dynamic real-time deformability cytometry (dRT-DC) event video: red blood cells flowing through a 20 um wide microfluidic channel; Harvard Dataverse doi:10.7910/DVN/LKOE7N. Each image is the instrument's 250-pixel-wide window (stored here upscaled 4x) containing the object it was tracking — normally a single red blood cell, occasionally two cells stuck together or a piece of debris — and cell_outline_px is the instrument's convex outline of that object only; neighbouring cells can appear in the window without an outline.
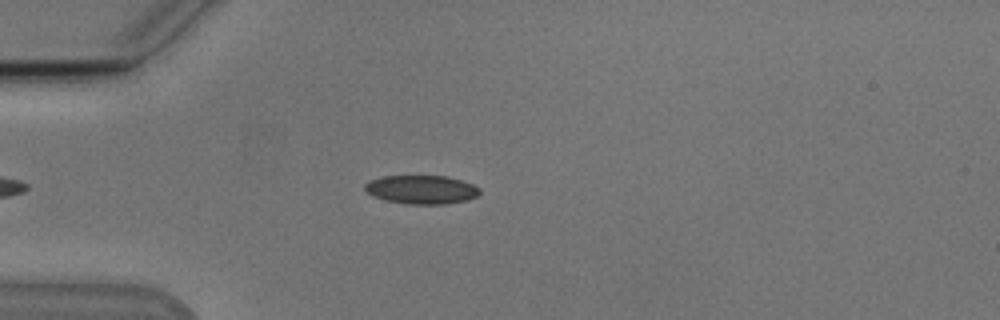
{"species": "Egyptian fruit bat (a non-hibernating species)", "species_latin": "Rousettus aegyptiacus", "temperature_condition": "cold", "stored_images_in_passage": 48, "camera_frame_rate_fps": 3000, "um_per_image_px": 0.085, "animal": {"sex": "male"}, "frame": {"image": 1, "passage_image": 9, "time_ms": 2.667, "image_size_px": [1000, 320], "cell_outline_px": [[480, 192], [476, 196], [468, 200], [444, 204], [404, 204], [384, 200], [372, 196], [364, 188], [364, 184], [368, 180], [384, 176], [448, 176], [472, 184], [480, 188]], "centroid_in_image_um": [35.8, 16.12], "position_along_channel_um": 49.2, "area_um2": 19.31}}
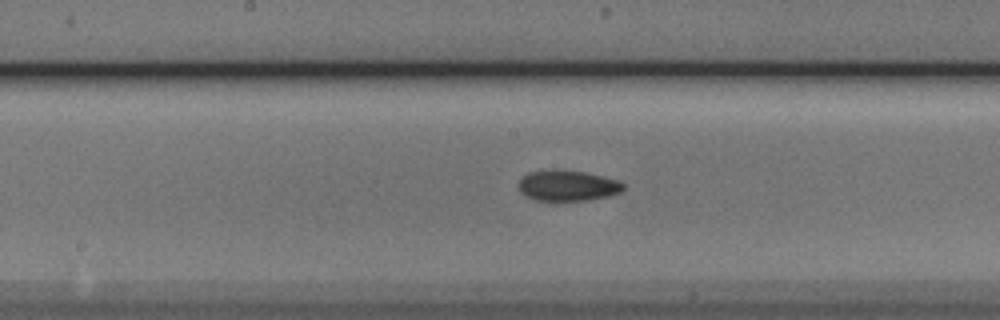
{"frame": {"image": 2, "passage_image": 22, "time_ms": 7.0, "image_size_px": [1000, 320], "cell_outline_px": [[624, 188], [620, 192], [608, 196], [588, 200], [536, 200], [524, 196], [520, 192], [520, 180], [528, 172], [584, 172], [620, 180], [624, 184]], "centroid_in_image_um": [48.29, 15.81], "position_along_channel_um": 199.9, "area_um2": 18.03}}
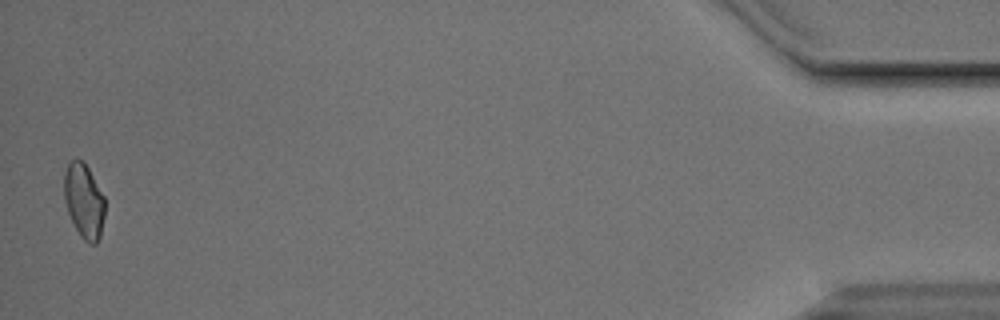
{"frame": {"image": 3, "passage_image": 47, "time_ms": 15.333, "image_size_px": [1000, 320], "cell_outline_px": [[104, 216], [100, 236], [96, 244], [88, 244], [80, 236], [68, 212], [64, 200], [64, 172], [68, 164], [72, 160], [84, 160], [104, 196]], "centroid_in_image_um": [7.13, 17.08], "position_along_channel_um": 428.1, "area_um2": 17.69}, "authors_computed_cell_mechanics": {"area_um2": 18.5538, "velocity_mm_per_s": 3.8264, "shape_relaxation_time_tau1_ms": null, "shape_relaxation_time_tau2_ms": 8.0835, "deformation_change_tau1": null, "deformation_change_tau2": 0.1196}}